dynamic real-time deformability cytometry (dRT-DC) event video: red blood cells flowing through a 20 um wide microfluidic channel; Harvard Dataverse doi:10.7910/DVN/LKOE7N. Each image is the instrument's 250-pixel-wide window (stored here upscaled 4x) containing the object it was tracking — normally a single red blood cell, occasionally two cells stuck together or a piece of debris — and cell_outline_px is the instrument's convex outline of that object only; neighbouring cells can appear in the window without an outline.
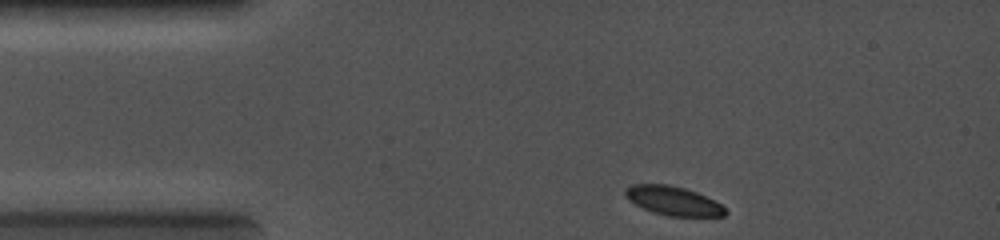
{"species": "common noctule bat (a hibernating species)", "species_latin": "Nyctalus noctula", "temperature_condition": "cold", "stored_images_in_passage": 46, "camera_frame_rate_fps": 5000, "um_per_image_px": 0.085, "animal": {"sex": "female", "body_mass_g": 19.0, "forearm_length_mm": 56.7}, "frame": {"image": 1, "passage_image": 1, "time_ms": 0.0, "image_size_px": [1000, 240], "cell_outline_px": [[728, 212], [724, 216], [668, 216], [652, 212], [628, 200], [624, 196], [624, 188], [632, 184], [668, 184], [684, 188], [696, 192], [720, 204]], "centroid_in_image_um": [57.17, 17.06], "position_along_channel_um": 27.8, "area_um2": 16.82}}
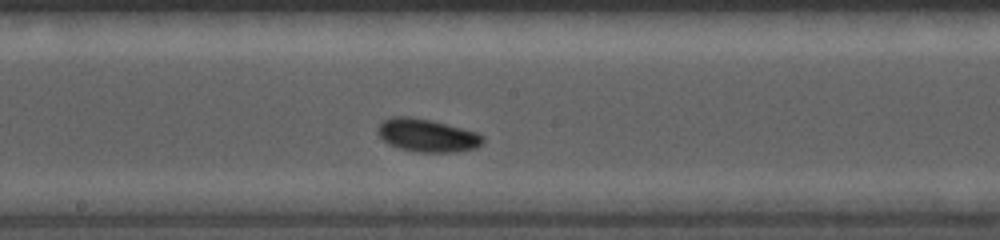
{"frame": {"image": 2, "passage_image": 21, "time_ms": 5.0, "image_size_px": [1000, 240], "cell_outline_px": [[484, 140], [476, 148], [456, 152], [416, 152], [400, 148], [388, 144], [376, 132], [380, 124], [384, 120], [392, 116], [408, 116], [432, 120], [476, 132], [484, 136]], "centroid_in_image_um": [36.3, 11.51], "position_along_channel_um": 211.9, "area_um2": 20.17}}
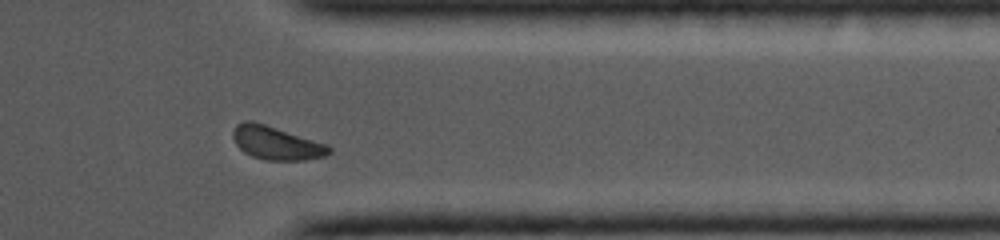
{"frame": {"image": 3, "passage_image": 39, "time_ms": 8.8, "image_size_px": [1000, 240], "cell_outline_px": [[332, 152], [324, 156], [304, 160], [264, 160], [252, 156], [244, 152], [236, 144], [232, 136], [232, 132], [236, 124], [244, 120], [252, 120], [328, 144], [332, 148]], "centroid_in_image_um": [23.48, 12.15], "position_along_channel_um": 387.9, "area_um2": 18.79}}